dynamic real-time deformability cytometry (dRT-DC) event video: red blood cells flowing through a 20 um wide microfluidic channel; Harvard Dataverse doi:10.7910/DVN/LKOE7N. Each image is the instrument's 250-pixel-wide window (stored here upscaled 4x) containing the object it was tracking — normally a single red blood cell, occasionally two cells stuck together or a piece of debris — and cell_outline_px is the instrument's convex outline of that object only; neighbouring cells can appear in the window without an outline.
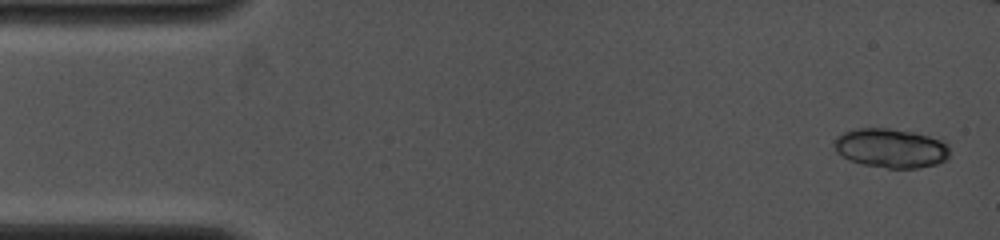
{"species": "common noctule bat (a hibernating species)", "species_latin": "Nyctalus noctula", "temperature_condition": "cold", "stored_images_in_passage": 11, "camera_frame_rate_fps": 4000, "um_per_image_px": 0.085, "animal": {"sex": "female", "body_mass_g": 19.0, "forearm_length_mm": 53.3}, "frame": {"image": 1, "passage_image": 1, "time_ms": 0.0, "image_size_px": [1000, 240], "cell_outline_px": [[948, 156], [944, 160], [936, 164], [920, 168], [888, 168], [864, 164], [852, 160], [836, 152], [832, 144], [836, 136], [844, 132], [856, 128], [888, 128], [912, 132], [928, 136], [940, 140], [948, 144]], "centroid_in_image_um": [75.69, 12.58], "position_along_channel_um": 9.3, "area_um2": 26.24}}
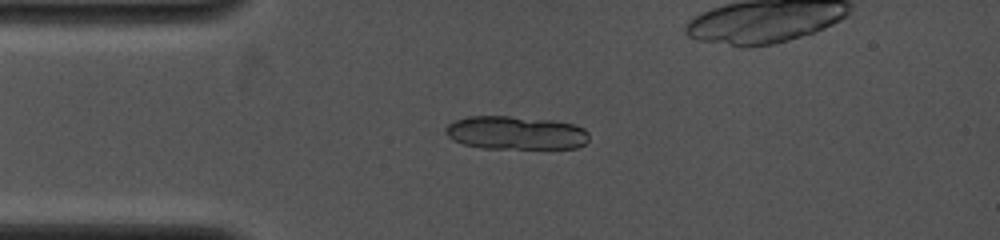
{"frame": {"image": 2, "passage_image": 10, "time_ms": 3.0, "image_size_px": [1000, 240], "cell_outline_px": [[588, 140], [584, 144], [576, 148], [480, 148], [464, 144], [452, 140], [444, 132], [444, 128], [448, 124], [456, 120], [468, 116], [508, 116], [552, 120], [572, 124], [584, 128], [588, 132]], "centroid_in_image_um": [43.81, 11.29], "position_along_channel_um": 41.2, "area_um2": 27.98}}